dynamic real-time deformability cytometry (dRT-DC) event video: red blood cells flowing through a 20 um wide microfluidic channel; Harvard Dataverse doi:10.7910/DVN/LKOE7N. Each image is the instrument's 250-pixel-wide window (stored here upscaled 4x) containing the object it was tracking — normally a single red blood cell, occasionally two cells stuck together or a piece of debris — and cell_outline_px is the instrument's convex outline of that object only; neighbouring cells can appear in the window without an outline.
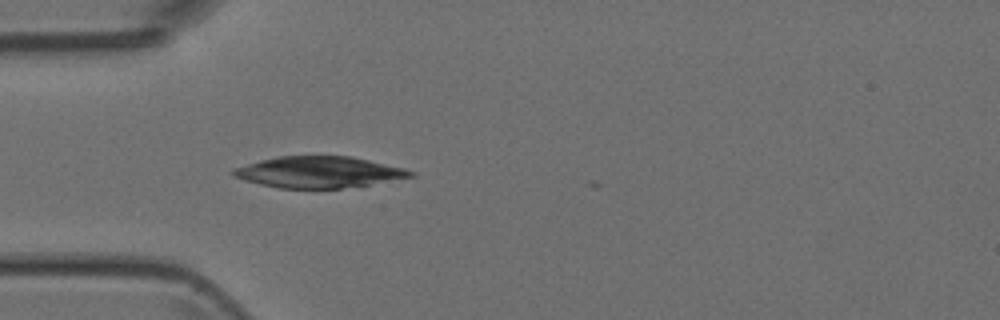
{"species": "Egyptian fruit bat (a non-hibernating species)", "species_latin": "Rousettus aegyptiacus", "temperature_condition": "room temperature", "stored_images_in_passage": 4, "camera_frame_rate_fps": 3000, "um_per_image_px": 0.085, "animal": {"sex": "female"}, "frame": {"image": 1, "passage_image": 4, "time_ms": 3.333, "image_size_px": [1000, 320], "cell_outline_px": [[416, 176], [368, 184], [340, 188], [280, 188], [260, 184], [244, 180], [236, 176], [232, 172], [232, 168], [260, 160], [280, 156], [352, 156], [404, 168], [416, 172]], "centroid_in_image_um": [27.11, 14.62], "position_along_channel_um": 57.9, "area_um2": 32.02}}